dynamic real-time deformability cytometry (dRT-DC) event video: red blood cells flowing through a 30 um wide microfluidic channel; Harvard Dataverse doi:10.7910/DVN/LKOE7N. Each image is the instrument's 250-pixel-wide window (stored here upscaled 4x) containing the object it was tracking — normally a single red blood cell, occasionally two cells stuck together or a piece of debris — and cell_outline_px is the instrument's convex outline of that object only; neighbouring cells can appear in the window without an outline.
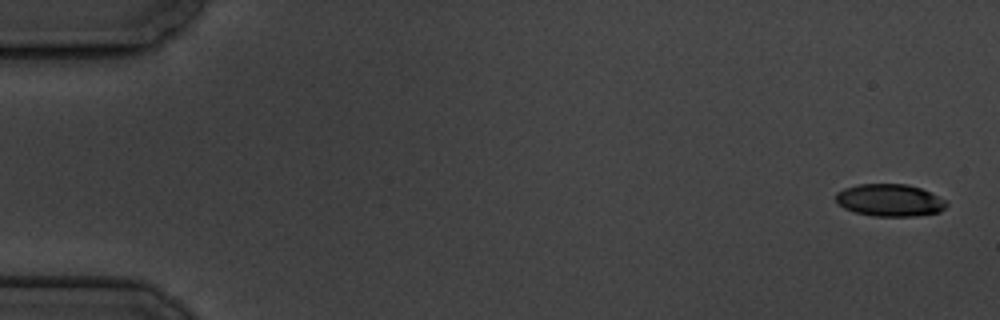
{"species": "common noctule bat (a hibernating species)", "species_latin": "Nyctalus noctula", "temperature_condition": "cold", "stored_images_in_passage": 5, "camera_frame_rate_fps": 3000, "um_per_image_px": 0.085, "animal": {"sex": "male", "body_mass_g": 19.5, "forearm_length_mm": 54.6}, "frame": {"image": 1, "passage_image": 1, "time_ms": 0.0, "image_size_px": [1000, 320], "cell_outline_px": [[948, 204], [940, 212], [916, 216], [872, 216], [856, 212], [844, 208], [836, 200], [836, 192], [844, 188], [860, 184], [908, 184], [920, 188], [944, 200]], "centroid_in_image_um": [75.61, 17.02], "position_along_channel_um": 9.4, "area_um2": 20.63}}